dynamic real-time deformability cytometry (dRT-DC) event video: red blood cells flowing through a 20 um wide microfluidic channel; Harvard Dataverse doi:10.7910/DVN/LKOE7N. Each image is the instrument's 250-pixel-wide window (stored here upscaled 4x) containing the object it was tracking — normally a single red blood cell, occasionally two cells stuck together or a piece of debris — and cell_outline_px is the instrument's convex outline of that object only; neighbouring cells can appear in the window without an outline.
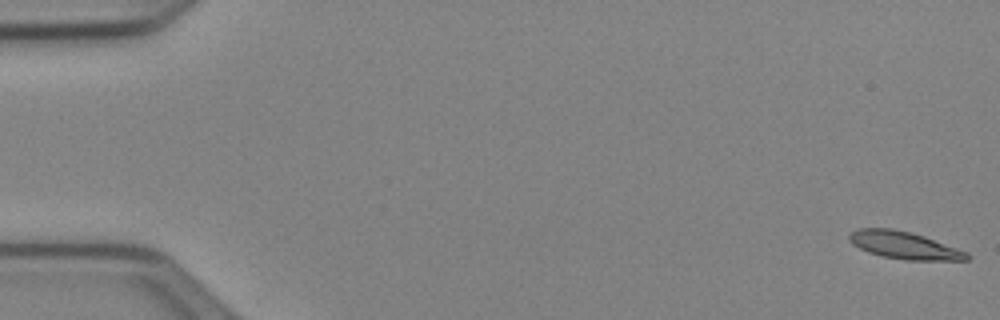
{"species": "Egyptian fruit bat (a non-hibernating species)", "species_latin": "Rousettus aegyptiacus", "temperature_condition": "cold", "stored_images_in_passage": 17, "camera_frame_rate_fps": 3000, "um_per_image_px": 0.085, "animal": {"sex": "female"}, "frame": {"image": 1, "passage_image": 1, "time_ms": 0.0, "image_size_px": [1000, 320], "cell_outline_px": [[972, 256], [968, 260], [904, 260], [880, 256], [868, 252], [852, 244], [848, 240], [848, 236], [856, 228], [892, 228], [924, 236], [968, 252]], "centroid_in_image_um": [76.85, 20.85], "position_along_channel_um": 8.2, "area_um2": 18.84}}